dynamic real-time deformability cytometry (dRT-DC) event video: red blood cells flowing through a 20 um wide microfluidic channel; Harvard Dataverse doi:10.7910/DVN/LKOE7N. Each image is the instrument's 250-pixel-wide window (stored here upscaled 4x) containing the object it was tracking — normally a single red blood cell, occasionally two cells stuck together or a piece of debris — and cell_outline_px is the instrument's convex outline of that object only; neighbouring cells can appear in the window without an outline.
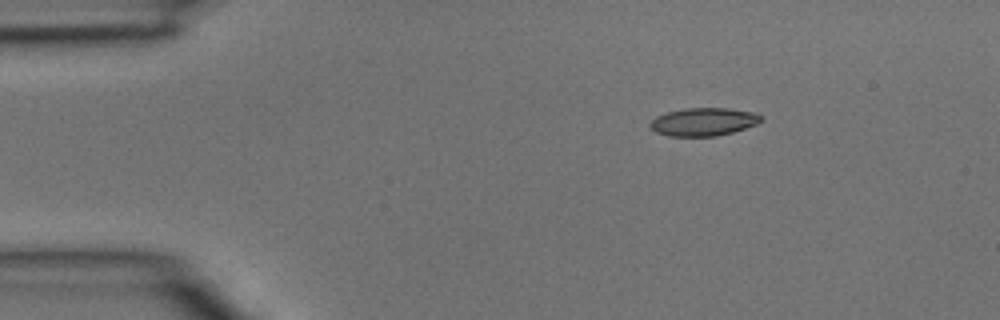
{"species": "common noctule bat (a hibernating species)", "species_latin": "Nyctalus noctula", "temperature_condition": "room temperature", "stored_images_in_passage": 3, "camera_frame_rate_fps": 3000, "um_per_image_px": 0.085, "animal": {"sex": "male", "body_mass_g": 15.6}, "frame": {"image": 1, "passage_image": 1, "time_ms": 0.0, "image_size_px": [1000, 320], "cell_outline_px": [[764, 120], [756, 124], [732, 132], [716, 136], [668, 136], [656, 132], [648, 124], [656, 116], [668, 112], [684, 108], [728, 108], [756, 112], [764, 116]], "centroid_in_image_um": [59.83, 10.34], "position_along_channel_um": 25.2, "area_um2": 18.21}}